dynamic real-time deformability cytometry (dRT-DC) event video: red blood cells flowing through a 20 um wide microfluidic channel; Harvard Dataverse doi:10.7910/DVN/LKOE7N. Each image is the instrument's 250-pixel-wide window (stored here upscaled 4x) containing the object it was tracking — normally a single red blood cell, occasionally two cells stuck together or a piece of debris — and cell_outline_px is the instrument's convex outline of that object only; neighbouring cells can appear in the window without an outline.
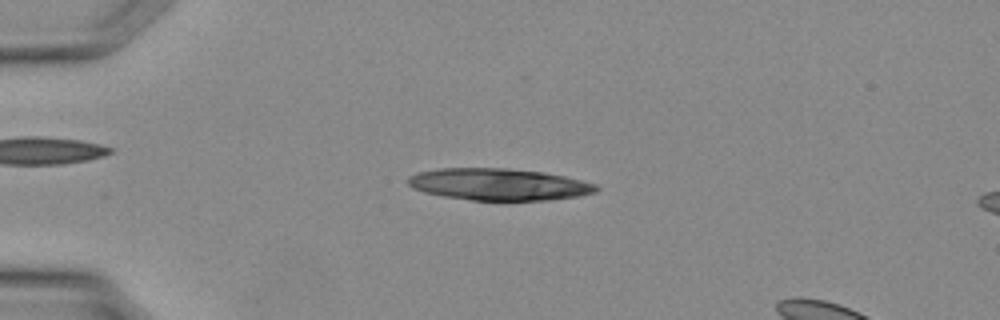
{"species": "Egyptian fruit bat (a non-hibernating species)", "species_latin": "Rousettus aegyptiacus", "temperature_condition": "warm", "stored_images_in_passage": 8, "camera_frame_rate_fps": 3000, "um_per_image_px": 0.085, "animal": {"sex": "female"}, "frame": {"image": 1, "passage_image": 4, "time_ms": 1.0, "image_size_px": [1000, 320], "cell_outline_px": [[600, 188], [596, 192], [580, 196], [548, 200], [472, 200], [444, 196], [424, 192], [412, 188], [408, 184], [408, 176], [420, 172], [440, 168], [504, 168], [540, 172], [564, 176], [596, 184]], "centroid_in_image_um": [42.4, 15.67], "position_along_channel_um": 42.6, "area_um2": 34.74}}